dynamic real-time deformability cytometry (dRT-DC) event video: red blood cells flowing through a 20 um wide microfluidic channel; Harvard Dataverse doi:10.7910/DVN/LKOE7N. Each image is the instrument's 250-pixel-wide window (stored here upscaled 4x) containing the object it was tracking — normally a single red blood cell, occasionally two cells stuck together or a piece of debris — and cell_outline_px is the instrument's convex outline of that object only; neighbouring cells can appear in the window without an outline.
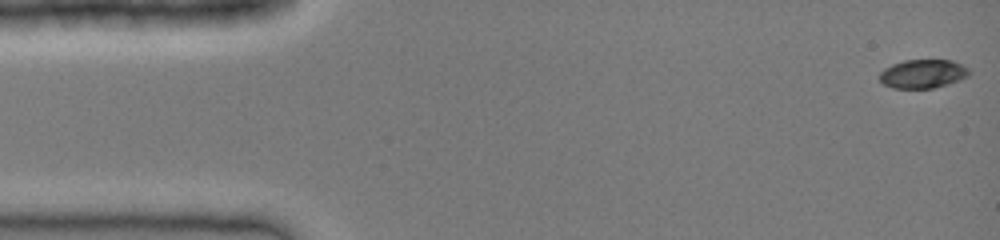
{"species": "common noctule bat (a hibernating species)", "species_latin": "Nyctalus noctula", "temperature_condition": "cold", "stored_images_in_passage": 41, "camera_frame_rate_fps": 3000, "um_per_image_px": 0.085, "animal": {"sex": "female", "body_mass_g": 19.0, "forearm_length_mm": 51.5}, "frame": {"image": 1, "passage_image": 1, "time_ms": 0.0, "image_size_px": [1000, 240], "cell_outline_px": [[972, 72], [968, 76], [960, 80], [948, 84], [932, 88], [892, 88], [884, 84], [880, 80], [880, 72], [884, 68], [892, 64], [904, 60], [952, 60], [968, 68]], "centroid_in_image_um": [78.46, 6.27], "position_along_channel_um": 6.5, "area_um2": 15.03}}
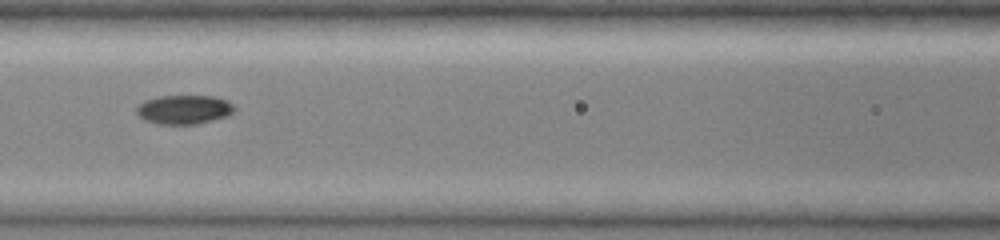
{"frame": {"image": 2, "passage_image": 18, "time_ms": 5.667, "image_size_px": [1000, 240], "cell_outline_px": [[236, 108], [228, 116], [196, 124], [156, 124], [144, 120], [136, 112], [136, 108], [144, 100], [160, 96], [212, 96], [228, 100]], "centroid_in_image_um": [15.64, 9.31], "position_along_channel_um": 151.0, "area_um2": 16.59}}
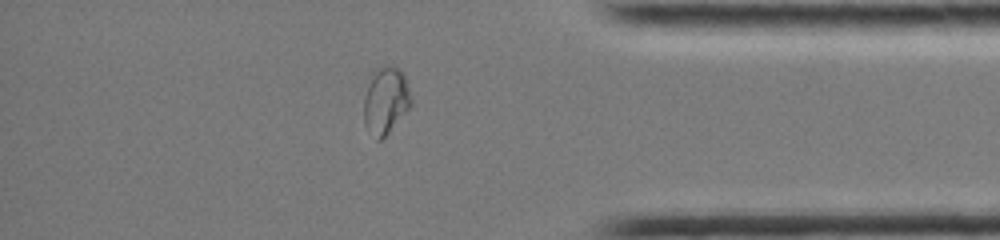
{"frame": {"image": 3, "passage_image": 35, "time_ms": 11.333, "image_size_px": [1000, 240], "cell_outline_px": [[412, 104], [388, 132], [380, 140], [376, 140], [364, 124], [364, 100], [372, 72], [380, 64], [396, 68], [404, 76], [412, 100]], "centroid_in_image_um": [32.76, 8.53], "position_along_channel_um": 402.4, "area_um2": 18.03}}